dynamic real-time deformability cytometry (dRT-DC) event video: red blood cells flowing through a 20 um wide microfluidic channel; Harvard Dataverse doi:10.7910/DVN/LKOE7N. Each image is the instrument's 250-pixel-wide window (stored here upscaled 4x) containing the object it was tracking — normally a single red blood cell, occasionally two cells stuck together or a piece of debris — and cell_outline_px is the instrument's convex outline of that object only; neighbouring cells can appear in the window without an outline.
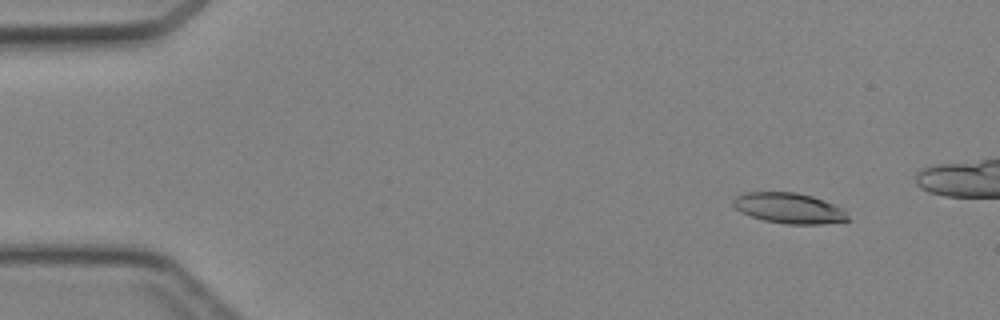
{"species": "Egyptian fruit bat (a non-hibernating species)", "species_latin": "Rousettus aegyptiacus", "temperature_condition": "cold", "stored_images_in_passage": 15, "camera_frame_rate_fps": 3000, "um_per_image_px": 0.085, "animal": {"sex": "female"}, "frame": {"image": 1, "passage_image": 5, "time_ms": 1.333, "image_size_px": [1000, 320], "cell_outline_px": [[852, 220], [824, 224], [788, 224], [764, 220], [740, 212], [732, 204], [732, 200], [736, 196], [744, 192], [796, 192], [812, 196], [824, 200], [844, 208]], "centroid_in_image_um": [67.11, 17.69], "position_along_channel_um": 17.9, "area_um2": 20.63}}